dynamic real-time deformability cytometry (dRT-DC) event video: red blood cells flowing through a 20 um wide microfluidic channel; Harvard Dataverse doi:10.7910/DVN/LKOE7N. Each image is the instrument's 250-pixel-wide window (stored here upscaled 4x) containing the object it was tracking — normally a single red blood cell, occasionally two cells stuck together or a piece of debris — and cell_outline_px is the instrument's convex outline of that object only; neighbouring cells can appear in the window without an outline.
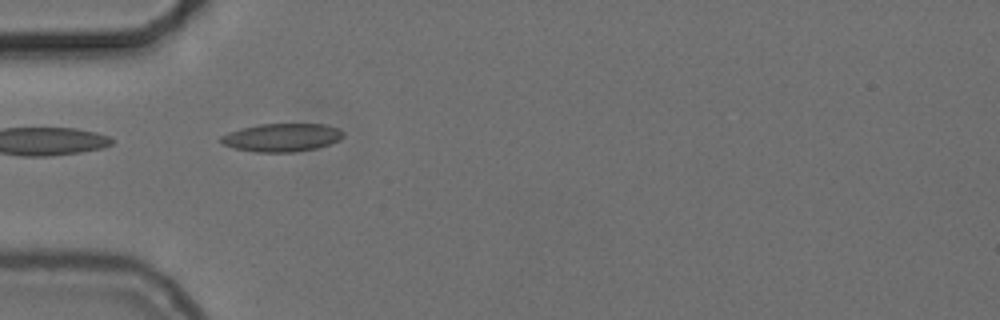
{"species": "common noctule bat (a hibernating species)", "species_latin": "Nyctalus noctula", "temperature_condition": "cold", "stored_images_in_passage": 39, "camera_frame_rate_fps": 3000, "um_per_image_px": 0.085, "animal": {"sex": "female", "body_mass_g": 24.6, "forearm_length_mm": 56.2}, "frame": {"image": 1, "passage_image": 1, "time_ms": 0.0, "image_size_px": [1000, 320], "cell_outline_px": [[344, 136], [340, 140], [316, 148], [296, 152], [256, 152], [236, 148], [224, 144], [220, 140], [220, 136], [228, 132], [260, 124], [328, 124], [340, 128], [344, 132]], "centroid_in_image_um": [24.02, 11.68], "position_along_channel_um": 61.0, "area_um2": 20.06}}
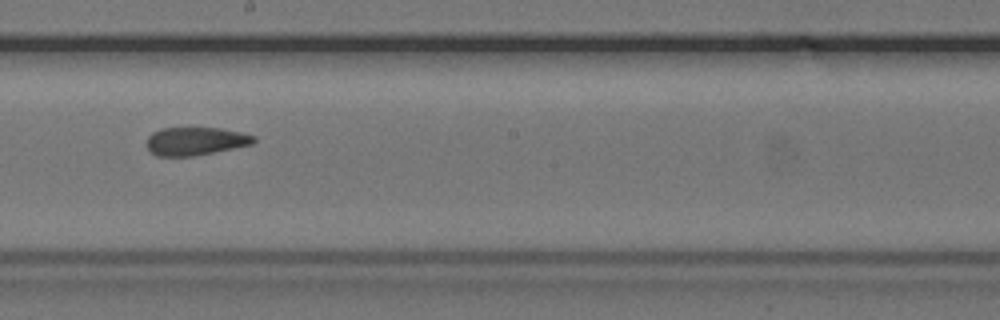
{"frame": {"image": 2, "passage_image": 15, "time_ms": 4.667, "image_size_px": [1000, 320], "cell_outline_px": [[256, 140], [252, 144], [192, 156], [156, 156], [148, 152], [148, 136], [152, 132], [160, 128], [220, 128], [240, 132], [256, 136]], "centroid_in_image_um": [16.58, 11.99], "position_along_channel_um": 231.6, "area_um2": 17.46}}
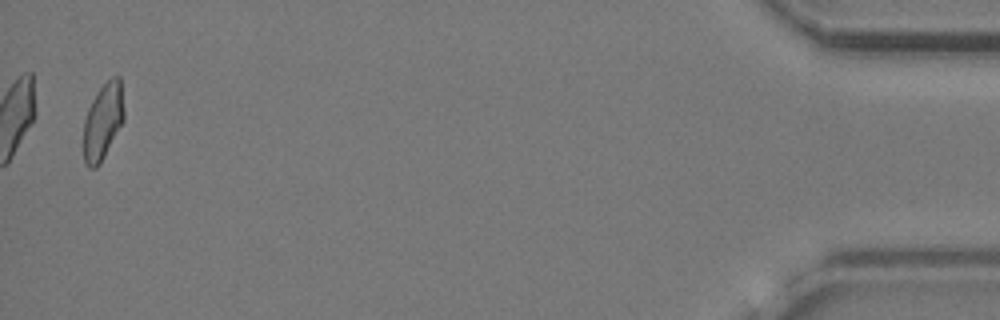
{"frame": {"image": 3, "passage_image": 38, "time_ms": 12.333, "image_size_px": [1000, 320], "cell_outline_px": [[124, 120], [100, 164], [96, 168], [88, 168], [84, 164], [84, 120], [88, 108], [96, 92], [112, 76], [120, 76], [124, 108]], "centroid_in_image_um": [8.75, 10.32], "position_along_channel_um": 426.4, "area_um2": 18.09}, "authors_computed_cell_mechanics": {"area_um2": 18.496, "velocity_mm_per_s": 3.7088, "shape_relaxation_time_tau1_ms": null, "shape_relaxation_time_tau2_ms": 1.6421, "deformation_change_tau1": null, "deformation_change_tau2": 0.0794}}